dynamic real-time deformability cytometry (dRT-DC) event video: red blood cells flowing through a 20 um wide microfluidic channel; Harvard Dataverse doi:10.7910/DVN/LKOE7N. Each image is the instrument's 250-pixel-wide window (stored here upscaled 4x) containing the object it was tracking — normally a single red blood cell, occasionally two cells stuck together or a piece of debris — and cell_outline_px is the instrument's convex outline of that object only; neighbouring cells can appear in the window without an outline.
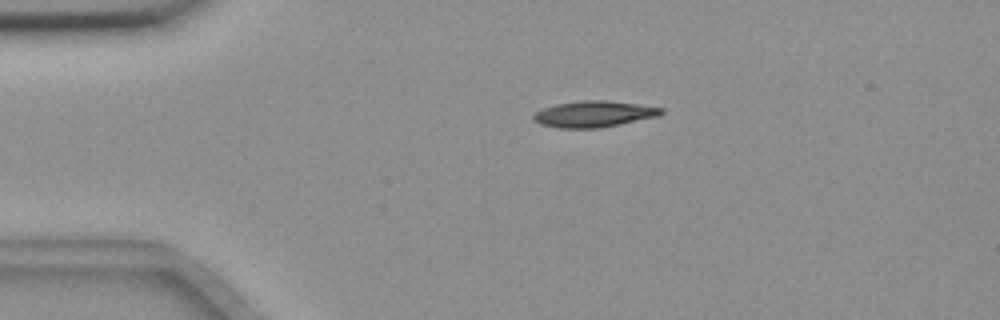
{"species": "common noctule bat (a hibernating species)", "species_latin": "Nyctalus noctula", "temperature_condition": "room temperature", "stored_images_in_passage": 55, "camera_frame_rate_fps": 3000, "um_per_image_px": 0.085, "animal": {"sex": "female", "body_mass_g": 18.4}, "frame": {"image": 1, "passage_image": 11, "time_ms": 3.333, "image_size_px": [1000, 320], "cell_outline_px": [[664, 112], [660, 116], [600, 128], [560, 128], [540, 124], [532, 120], [532, 116], [536, 112], [544, 108], [556, 104], [580, 100], [604, 100], [636, 104], [664, 108]], "centroid_in_image_um": [50.48, 9.69], "position_along_channel_um": 34.5, "area_um2": 19.54}}
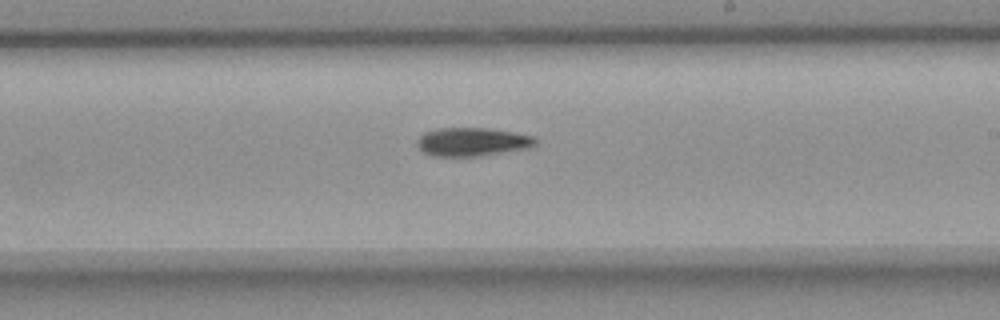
{"frame": {"image": 2, "passage_image": 32, "time_ms": 10.333, "image_size_px": [1000, 320], "cell_outline_px": [[536, 144], [532, 148], [484, 156], [432, 156], [424, 152], [416, 144], [416, 140], [424, 132], [436, 128], [488, 128], [516, 132], [536, 136]], "centroid_in_image_um": [40.2, 12.06], "position_along_channel_um": 248.8, "area_um2": 20.11}}
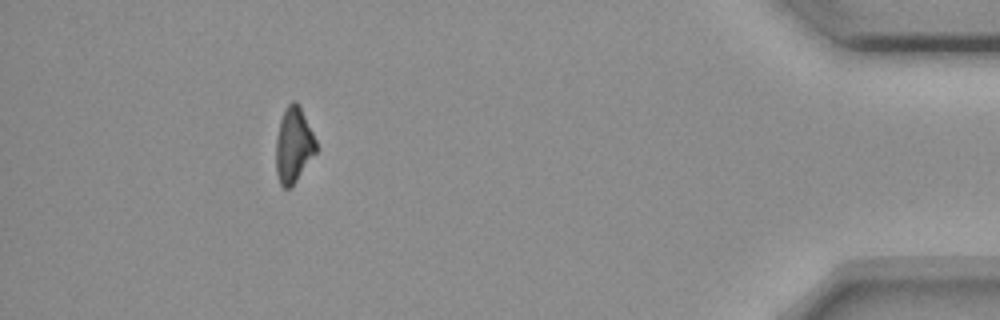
{"frame": {"image": 3, "passage_image": 50, "time_ms": 16.333, "image_size_px": [1000, 320], "cell_outline_px": [[316, 152], [292, 188], [284, 188], [280, 184], [276, 172], [276, 136], [280, 120], [284, 108], [292, 100], [296, 100], [300, 104], [316, 140]], "centroid_in_image_um": [24.95, 12.31], "position_along_channel_um": 410.3, "area_um2": 17.92}, "authors_computed_cell_mechanics": {"area_um2": 19.1896, "velocity_mm_per_s": 3.6435, "shape_relaxation_time_tau1_ms": 4.765, "shape_relaxation_time_tau2_ms": null, "deformation_change_tau1": 0.1234, "deformation_change_tau2": null}}